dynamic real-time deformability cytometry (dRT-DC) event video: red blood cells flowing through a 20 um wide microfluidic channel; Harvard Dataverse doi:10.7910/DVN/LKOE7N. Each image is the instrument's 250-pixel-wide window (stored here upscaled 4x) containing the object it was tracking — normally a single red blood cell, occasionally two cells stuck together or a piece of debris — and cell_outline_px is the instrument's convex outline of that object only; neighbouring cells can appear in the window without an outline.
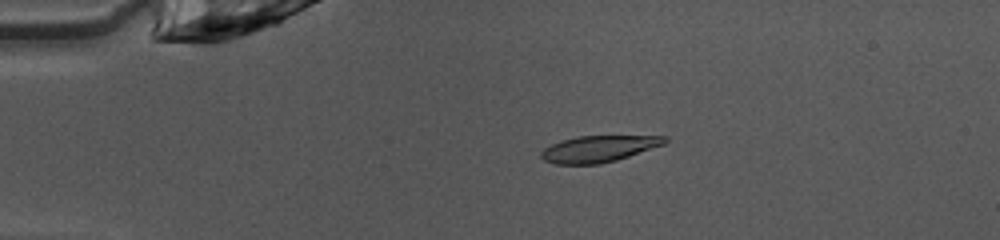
{"species": "common noctule bat (a hibernating species)", "species_latin": "Nyctalus noctula", "temperature_condition": "warm", "stored_images_in_passage": 40, "camera_frame_rate_fps": 3000, "um_per_image_px": 0.085, "animal": {"sex": "female", "body_mass_g": 10.0, "forearm_length_mm": 53.1}, "frame": {"image": 1, "passage_image": 1, "time_ms": 0.0, "image_size_px": [1000, 240], "cell_outline_px": [[668, 140], [664, 144], [616, 160], [600, 164], [556, 164], [544, 160], [540, 156], [540, 152], [544, 148], [552, 144], [564, 140], [580, 136], [668, 136]], "centroid_in_image_um": [50.88, 12.65], "position_along_channel_um": 34.1, "area_um2": 18.79}}
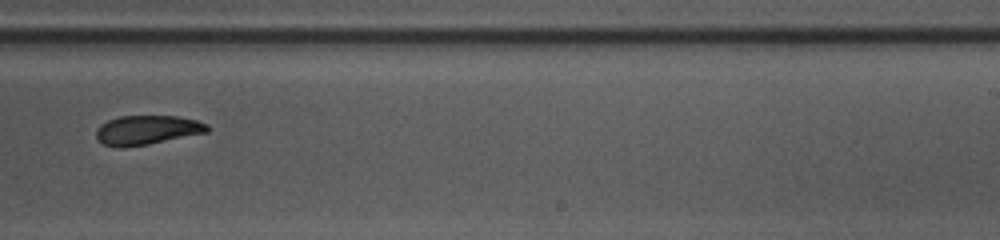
{"frame": {"image": 2, "passage_image": 22, "time_ms": 7.0, "image_size_px": [1000, 240], "cell_outline_px": [[208, 132], [148, 144], [124, 148], [120, 148], [104, 144], [96, 140], [96, 128], [100, 124], [108, 120], [120, 116], [176, 116], [196, 120], [208, 124]], "centroid_in_image_um": [12.45, 11.05], "position_along_channel_um": 276.5, "area_um2": 19.02}}
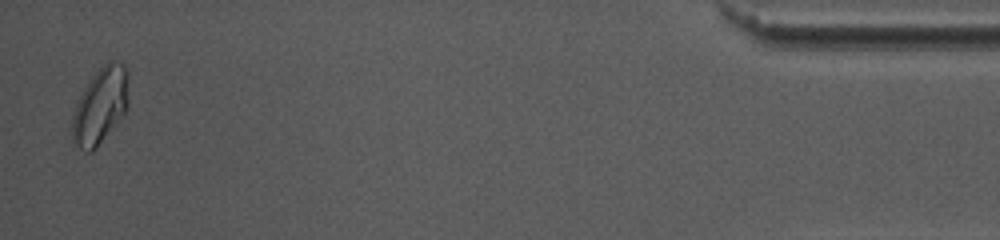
{"frame": {"image": 3, "passage_image": 39, "time_ms": 12.667, "image_size_px": [1000, 240], "cell_outline_px": [[128, 108], [96, 148], [92, 152], [84, 152], [72, 140], [72, 116], [76, 104], [84, 88], [92, 76], [108, 60], [120, 60], [128, 68]], "centroid_in_image_um": [8.55, 8.95], "position_along_channel_um": 426.7, "area_um2": 25.14}, "authors_computed_cell_mechanics": {"area_um2": 19.5653, "velocity_mm_per_s": 4.0471, "shape_relaxation_time_tau1_ms": 5.0543, "shape_relaxation_time_tau2_ms": 1.4046, "deformation_change_tau1": 0.1556, "deformation_change_tau2": 0.0666}}